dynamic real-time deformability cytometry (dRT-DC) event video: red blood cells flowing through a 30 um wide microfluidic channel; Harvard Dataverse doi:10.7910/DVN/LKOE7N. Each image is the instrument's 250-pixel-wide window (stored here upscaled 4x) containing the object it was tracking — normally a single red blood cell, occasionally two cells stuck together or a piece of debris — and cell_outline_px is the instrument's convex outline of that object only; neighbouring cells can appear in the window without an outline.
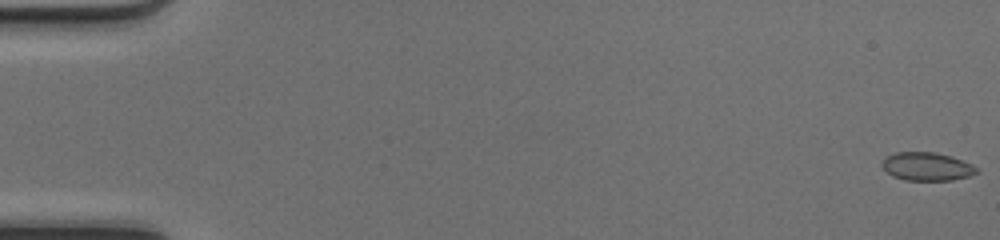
{"species": "common noctule bat (a hibernating species)", "species_latin": "Nyctalus noctula", "temperature_condition": "cold", "stored_images_in_passage": 50, "camera_frame_rate_fps": 3000, "um_per_image_px": 0.085, "animal": {"sex": "female", "body_mass_g": 17.0, "forearm_length_mm": 48.0}, "frame": {"image": 1, "passage_image": 1, "time_ms": 0.0, "image_size_px": [1000, 240], "cell_outline_px": [[980, 172], [968, 176], [952, 180], [904, 180], [892, 176], [880, 164], [884, 156], [896, 152], [936, 152], [952, 156], [972, 164]], "centroid_in_image_um": [78.76, 14.14], "position_along_channel_um": 6.2, "area_um2": 15.72}}
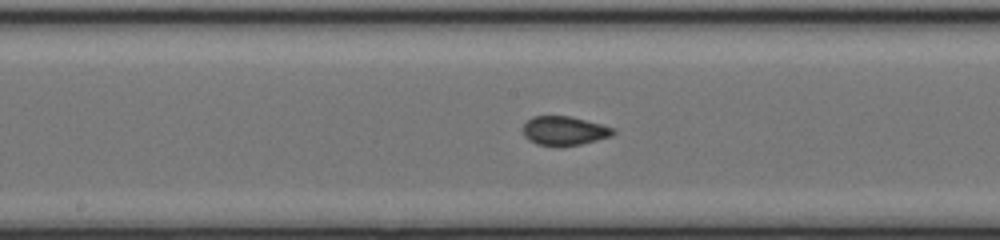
{"frame": {"image": 2, "passage_image": 27, "time_ms": 8.667, "image_size_px": [1000, 240], "cell_outline_px": [[616, 132], [612, 136], [580, 144], [560, 148], [556, 148], [536, 144], [528, 140], [524, 136], [524, 124], [532, 116], [572, 116], [616, 128]], "centroid_in_image_um": [47.97, 11.14], "position_along_channel_um": 200.2, "area_um2": 15.66}}
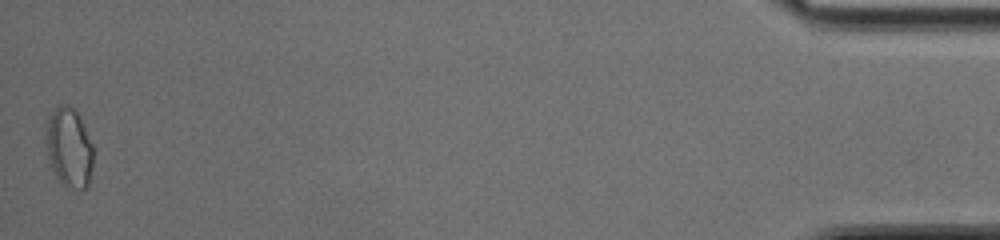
{"frame": {"image": 3, "passage_image": 50, "time_ms": 16.333, "image_size_px": [1000, 240], "cell_outline_px": [[92, 168], [88, 184], [84, 188], [72, 188], [60, 184], [52, 168], [48, 156], [44, 128], [52, 112], [60, 104], [68, 104], [80, 116], [92, 144]], "centroid_in_image_um": [5.85, 12.53], "position_along_channel_um": 429.3, "area_um2": 21.85}, "authors_computed_cell_mechanics": {"area_um2": 15.606, "velocity_mm_per_s": 4.2129, "shape_relaxation_time_tau1_ms": null, "shape_relaxation_time_tau2_ms": 0.9695, "deformation_change_tau1": null, "deformation_change_tau2": 0.0394}}